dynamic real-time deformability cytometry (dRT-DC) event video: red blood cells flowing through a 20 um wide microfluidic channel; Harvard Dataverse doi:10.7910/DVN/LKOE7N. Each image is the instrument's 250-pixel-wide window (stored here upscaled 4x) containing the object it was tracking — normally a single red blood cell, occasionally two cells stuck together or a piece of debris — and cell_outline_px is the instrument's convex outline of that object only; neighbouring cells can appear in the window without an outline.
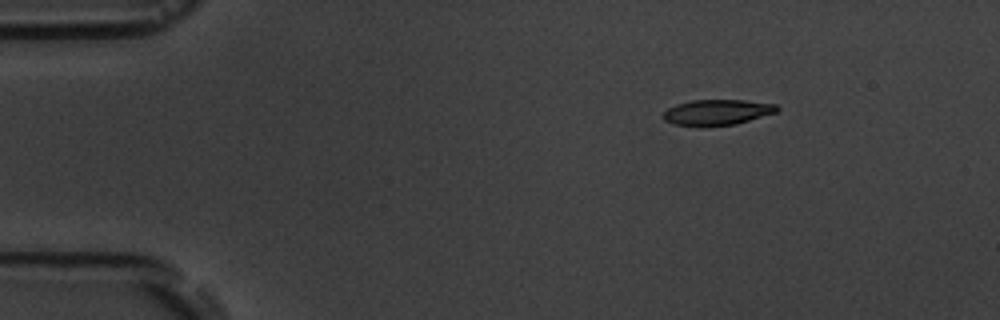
{"species": "common noctule bat (a hibernating species)", "species_latin": "Nyctalus noctula", "temperature_condition": "room temperature", "stored_images_in_passage": 11, "camera_frame_rate_fps": 3000, "um_per_image_px": 0.085, "animal": {"sex": "male", "body_mass_g": 19.5, "forearm_length_mm": 54.6}, "frame": {"image": 1, "passage_image": 1, "time_ms": 0.0, "image_size_px": [1000, 320], "cell_outline_px": [[780, 108], [776, 112], [736, 124], [704, 128], [700, 128], [672, 124], [664, 120], [664, 112], [668, 108], [676, 104], [692, 100], [744, 100], [776, 104]], "centroid_in_image_um": [60.92, 9.57], "position_along_channel_um": 24.1, "area_um2": 17.34}}
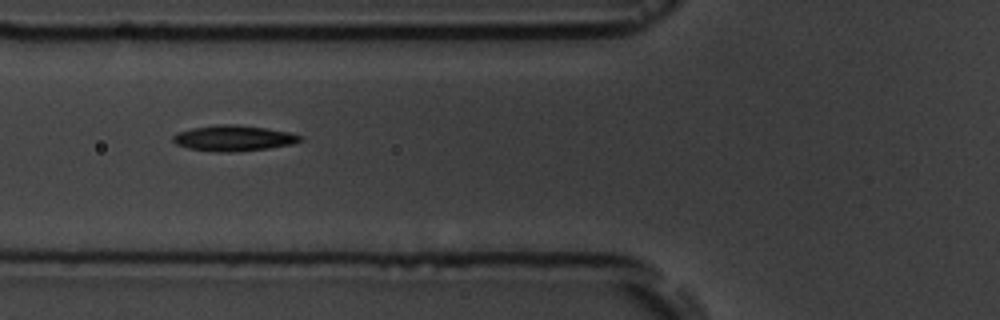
{"frame": {"image": 2, "passage_image": 4, "time_ms": 4.333, "image_size_px": [1000, 320], "cell_outline_px": [[304, 140], [292, 144], [268, 148], [236, 152], [216, 152], [188, 148], [176, 144], [172, 140], [172, 136], [176, 132], [192, 128], [220, 124], [236, 124], [268, 128], [288, 132], [304, 136]], "centroid_in_image_um": [19.86, 11.74], "position_along_channel_um": 105.9, "area_um2": 19.25}}
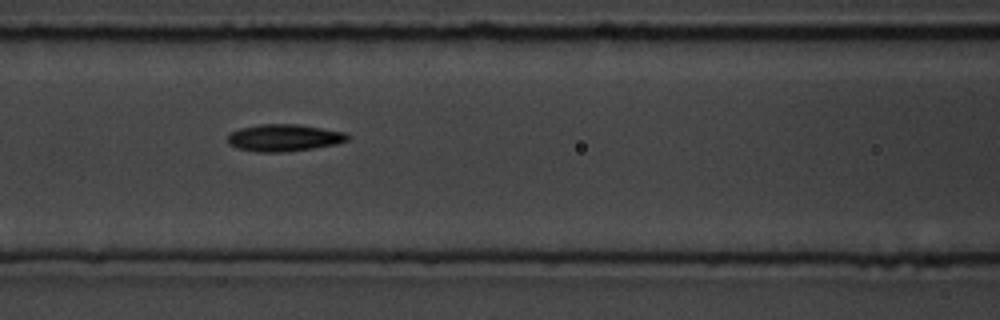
{"frame": {"image": 3, "passage_image": 5, "time_ms": 5.333, "image_size_px": [1000, 320], "cell_outline_px": [[352, 136], [348, 140], [336, 144], [312, 148], [284, 152], [256, 152], [236, 148], [228, 144], [228, 136], [232, 132], [240, 128], [260, 124], [296, 124], [344, 132]], "centroid_in_image_um": [24.13, 11.71], "position_along_channel_um": 142.5, "area_um2": 18.84}, "authors_computed_cell_mechanics": {"area_um2": 17.918, "velocity_mm_per_s": 3.6214, "shape_relaxation_time_tau1_ms": 6.148, "shape_relaxation_time_tau2_ms": 3.5714, "deformation_change_tau1": 0.1291, "deformation_change_tau2": 0.1136}}